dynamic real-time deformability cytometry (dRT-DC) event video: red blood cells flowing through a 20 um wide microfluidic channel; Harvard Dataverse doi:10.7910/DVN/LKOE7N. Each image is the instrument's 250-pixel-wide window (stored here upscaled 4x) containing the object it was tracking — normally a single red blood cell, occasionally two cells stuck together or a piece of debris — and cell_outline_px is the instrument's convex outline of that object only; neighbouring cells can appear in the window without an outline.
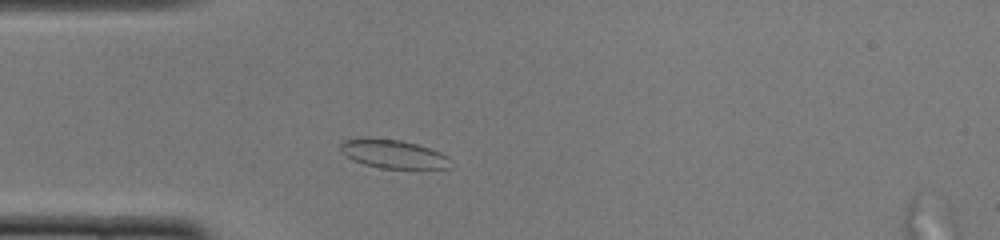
{"species": "common noctule bat (a hibernating species)", "species_latin": "Nyctalus noctula", "temperature_condition": "cold", "stored_images_in_passage": 43, "camera_frame_rate_fps": 3000, "um_per_image_px": 0.085, "animal": {"sex": "female", "body_mass_g": 22.0, "forearm_length_mm": 56.7}, "frame": {"image": 1, "passage_image": 7, "time_ms": 2.0, "image_size_px": [1000, 240], "cell_outline_px": [[452, 168], [420, 172], [380, 168], [364, 164], [352, 160], [340, 152], [340, 144], [344, 140], [400, 140], [416, 144], [440, 152], [448, 156], [452, 160]], "centroid_in_image_um": [33.6, 13.2], "position_along_channel_um": 51.4, "area_um2": 18.9}}
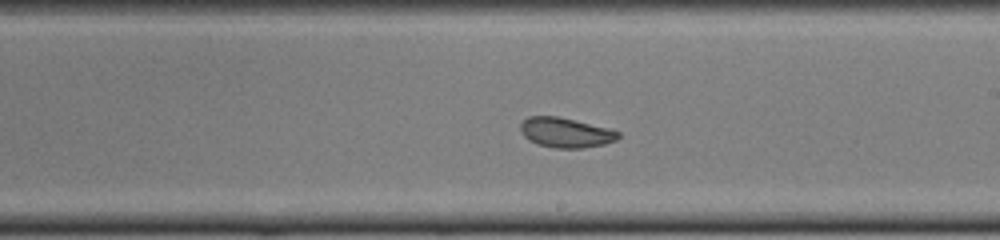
{"frame": {"image": 2, "passage_image": 22, "time_ms": 7.0, "image_size_px": [1000, 240], "cell_outline_px": [[620, 136], [616, 140], [604, 144], [584, 148], [556, 148], [536, 144], [528, 140], [524, 136], [520, 128], [520, 124], [528, 116], [556, 116], [608, 128], [620, 132]], "centroid_in_image_um": [48.07, 11.28], "position_along_channel_um": 240.9, "area_um2": 16.94}}
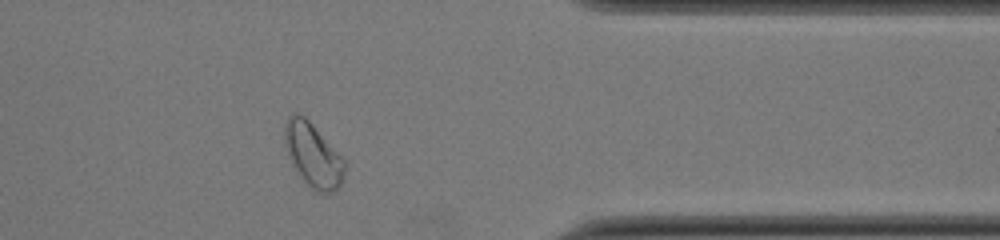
{"frame": {"image": 3, "passage_image": 34, "time_ms": 11.0, "image_size_px": [1000, 240], "cell_outline_px": [[344, 176], [340, 184], [332, 192], [316, 192], [300, 176], [292, 164], [288, 156], [284, 144], [284, 124], [288, 116], [292, 112], [296, 112], [304, 116], [312, 124], [344, 160]], "centroid_in_image_um": [26.56, 13.15], "position_along_channel_um": 384.8, "area_um2": 21.96}, "authors_computed_cell_mechanics": {"area_um2": 18.1492, "velocity_mm_per_s": 3.9526, "shape_relaxation_time_tau1_ms": 5.5094, "shape_relaxation_time_tau2_ms": 1.0902, "deformation_change_tau1": 0.0937, "deformation_change_tau2": 0.0567}}